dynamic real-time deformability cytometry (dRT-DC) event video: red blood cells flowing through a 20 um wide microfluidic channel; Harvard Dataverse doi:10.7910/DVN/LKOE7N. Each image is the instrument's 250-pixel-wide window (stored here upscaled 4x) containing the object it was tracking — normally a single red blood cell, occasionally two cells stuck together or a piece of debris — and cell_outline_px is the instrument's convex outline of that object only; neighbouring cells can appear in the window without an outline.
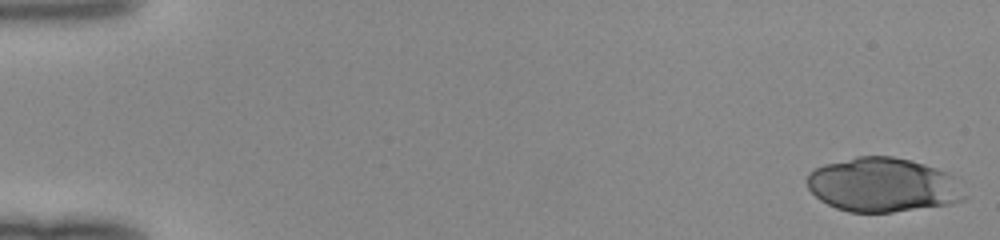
{"species": "human", "species_latin": "Homo sapiens", "temperature_condition": "room temperature", "stored_images_in_passage": 49, "camera_frame_rate_fps": 3000, "um_per_image_px": 0.085, "donor": {"sex": "female"}, "frame": {"image": 1, "passage_image": 1, "time_ms": 0.0, "image_size_px": [1000, 240], "cell_outline_px": [[968, 196], [964, 200], [952, 204], [892, 212], [848, 212], [836, 208], [820, 200], [808, 188], [808, 172], [824, 164], [856, 156], [892, 156], [924, 164], [948, 172], [952, 176]], "centroid_in_image_um": [75.06, 15.72], "position_along_channel_um": 9.9, "area_um2": 49.77}}
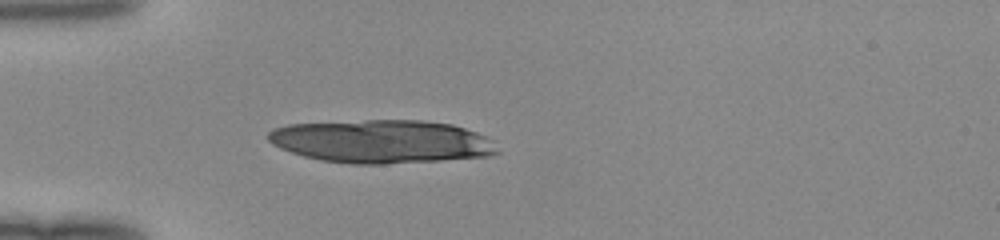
{"frame": {"image": 2, "passage_image": 15, "time_ms": 4.667, "image_size_px": [1000, 240], "cell_outline_px": [[500, 152], [488, 156], [440, 160], [384, 164], [352, 164], [320, 160], [304, 156], [280, 148], [272, 144], [268, 140], [268, 132], [272, 128], [288, 124], [364, 120], [424, 120], [452, 124], [476, 132], [492, 140]], "centroid_in_image_um": [32.42, 12.02], "position_along_channel_um": 52.6, "area_um2": 57.86}}